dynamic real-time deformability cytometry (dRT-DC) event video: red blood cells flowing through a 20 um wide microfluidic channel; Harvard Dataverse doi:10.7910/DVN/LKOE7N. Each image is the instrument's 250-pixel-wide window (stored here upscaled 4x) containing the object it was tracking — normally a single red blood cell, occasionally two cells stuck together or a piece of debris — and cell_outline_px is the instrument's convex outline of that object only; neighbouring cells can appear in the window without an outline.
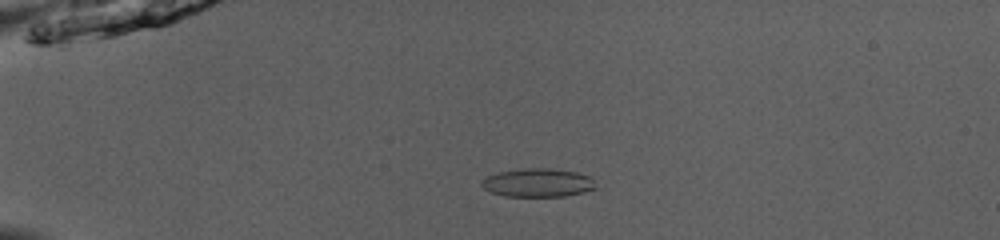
{"species": "common noctule bat (a hibernating species)", "species_latin": "Nyctalus noctula", "temperature_condition": "room temperature", "stored_images_in_passage": 46, "camera_frame_rate_fps": 3000, "um_per_image_px": 0.085, "animal": {"sex": "male", "body_mass_g": 13.0, "forearm_length_mm": 53.1}, "frame": {"image": 1, "passage_image": 8, "time_ms": 2.333, "image_size_px": [1000, 240], "cell_outline_px": [[596, 188], [584, 192], [564, 196], [504, 196], [492, 192], [484, 188], [480, 184], [488, 176], [500, 172], [528, 168], [552, 168], [576, 172], [588, 176], [592, 180]], "centroid_in_image_um": [45.73, 15.53], "position_along_channel_um": 39.3, "area_um2": 18.61}}
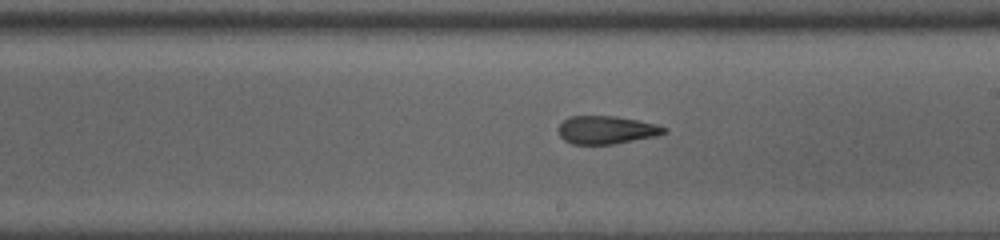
{"frame": {"image": 2, "passage_image": 26, "time_ms": 8.333, "image_size_px": [1000, 240], "cell_outline_px": [[668, 132], [656, 136], [612, 144], [572, 144], [564, 140], [560, 136], [556, 128], [564, 120], [572, 116], [616, 116], [656, 124], [668, 128]], "centroid_in_image_um": [51.54, 11.04], "position_along_channel_um": 237.5, "area_um2": 17.28}}
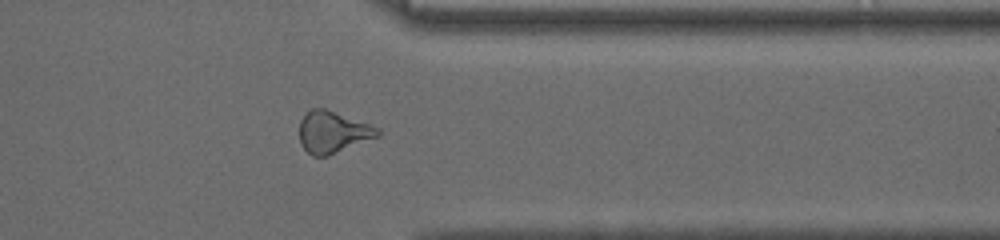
{"frame": {"image": 3, "passage_image": 37, "time_ms": 12.0, "image_size_px": [1000, 240], "cell_outline_px": [[380, 136], [328, 156], [312, 156], [300, 144], [300, 120], [312, 108], [324, 108], [380, 128]], "centroid_in_image_um": [28.3, 11.24], "position_along_channel_um": 383.1, "area_um2": 18.9}, "authors_computed_cell_mechanics": {"area_um2": 18.8139, "velocity_mm_per_s": 4.0309, "shape_relaxation_time_tau1_ms": null, "shape_relaxation_time_tau2_ms": 2.4145, "deformation_change_tau1": null, "deformation_change_tau2": 0.0681}}